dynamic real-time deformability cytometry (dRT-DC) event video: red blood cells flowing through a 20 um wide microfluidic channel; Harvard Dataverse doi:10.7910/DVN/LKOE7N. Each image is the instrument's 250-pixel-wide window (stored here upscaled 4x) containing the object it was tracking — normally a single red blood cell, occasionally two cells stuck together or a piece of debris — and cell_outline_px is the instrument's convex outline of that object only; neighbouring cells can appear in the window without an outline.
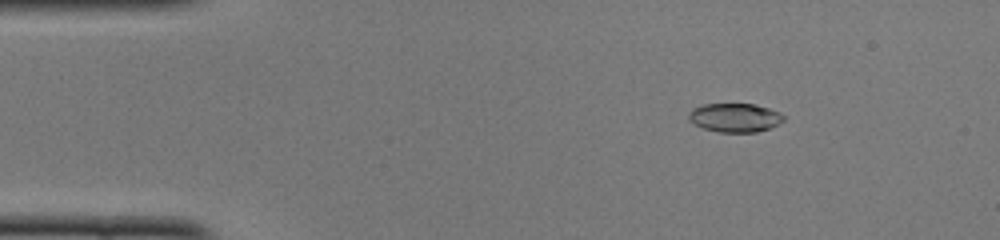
{"species": "common noctule bat (a hibernating species)", "species_latin": "Nyctalus noctula", "temperature_condition": "cold", "stored_images_in_passage": 50, "camera_frame_rate_fps": 3000, "um_per_image_px": 0.085, "animal": {"sex": "female", "body_mass_g": 22.0, "forearm_length_mm": 56.7}, "frame": {"image": 1, "passage_image": 7, "time_ms": 2.0, "image_size_px": [1000, 240], "cell_outline_px": [[784, 120], [768, 128], [756, 132], [716, 132], [704, 128], [688, 120], [688, 112], [692, 108], [704, 104], [756, 104], [780, 112], [784, 116]], "centroid_in_image_um": [62.44, 9.99], "position_along_channel_um": 22.6, "area_um2": 15.9}}
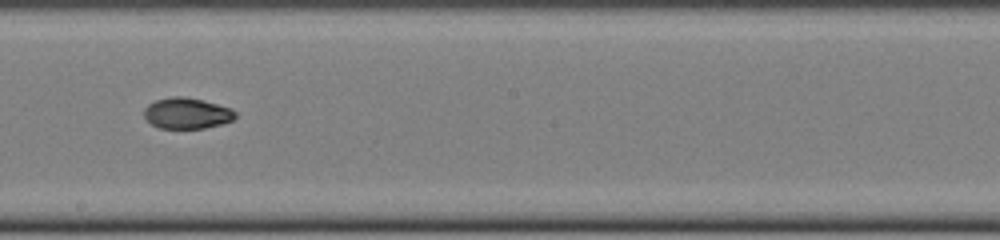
{"frame": {"image": 2, "passage_image": 28, "time_ms": 9.0, "image_size_px": [1000, 240], "cell_outline_px": [[236, 116], [232, 120], [220, 124], [204, 128], [160, 128], [152, 124], [144, 116], [144, 108], [148, 104], [156, 100], [172, 96], [184, 96], [204, 100], [232, 108], [236, 112]], "centroid_in_image_um": [15.89, 9.61], "position_along_channel_um": 232.3, "area_um2": 16.47}}
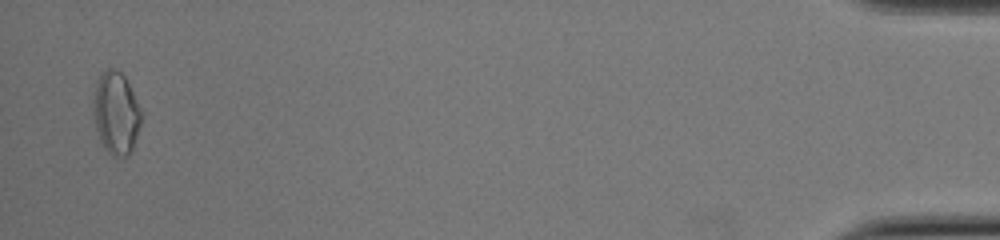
{"frame": {"image": 3, "passage_image": 49, "time_ms": 16.0, "image_size_px": [1000, 240], "cell_outline_px": [[140, 124], [132, 148], [124, 156], [112, 156], [104, 148], [100, 140], [96, 128], [92, 108], [92, 100], [96, 80], [108, 68], [112, 68], [120, 72], [124, 76], [140, 108]], "centroid_in_image_um": [9.81, 9.59], "position_along_channel_um": 425.4, "area_um2": 22.6}, "authors_computed_cell_mechanics": {"area_um2": 16.762, "velocity_mm_per_s": 3.9982, "shape_relaxation_time_tau1_ms": null, "shape_relaxation_time_tau2_ms": 2.1807, "deformation_change_tau1": null, "deformation_change_tau2": 0.0449}}